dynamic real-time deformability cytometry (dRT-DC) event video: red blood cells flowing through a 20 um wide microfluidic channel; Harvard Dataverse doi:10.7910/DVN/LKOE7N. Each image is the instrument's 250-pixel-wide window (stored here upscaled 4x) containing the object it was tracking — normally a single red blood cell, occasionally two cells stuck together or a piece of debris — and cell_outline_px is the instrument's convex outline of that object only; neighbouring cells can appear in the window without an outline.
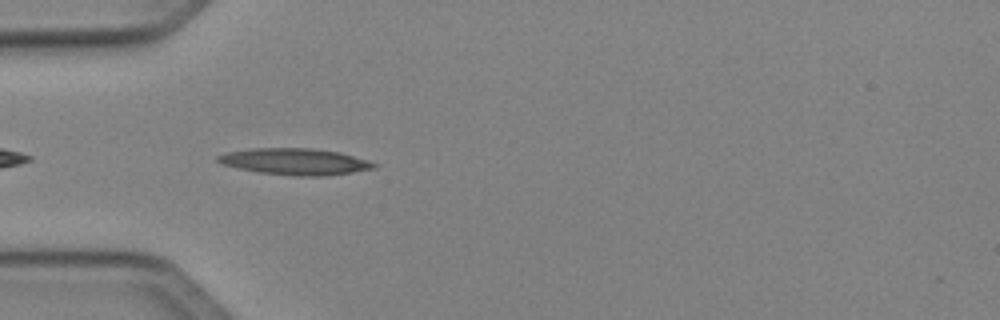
{"species": "Egyptian fruit bat (a non-hibernating species)", "species_latin": "Rousettus aegyptiacus", "temperature_condition": "cold", "stored_images_in_passage": 7, "camera_frame_rate_fps": 3000, "um_per_image_px": 0.085, "animal": {"sex": "female"}, "frame": {"image": 1, "passage_image": 3, "time_ms": 0.667, "image_size_px": [1000, 320], "cell_outline_px": [[376, 168], [352, 172], [324, 176], [296, 176], [260, 172], [236, 168], [224, 164], [216, 160], [216, 156], [228, 152], [252, 148], [312, 148], [340, 152], [368, 160], [376, 164]], "centroid_in_image_um": [25.08, 13.73], "position_along_channel_um": 59.9, "area_um2": 23.99}}
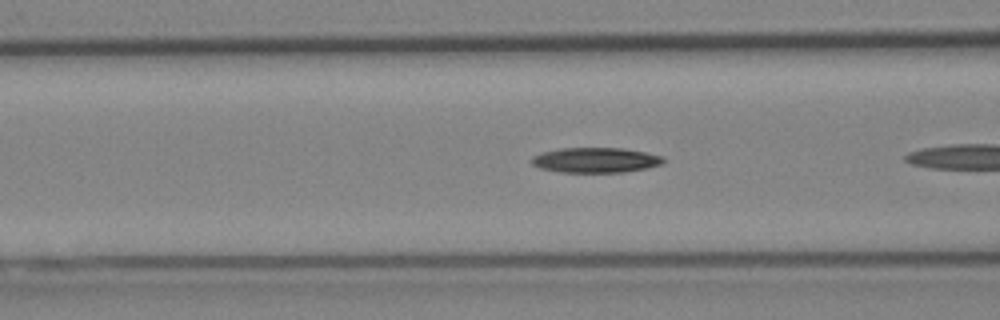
{"frame": {"image": 2, "passage_image": 5, "time_ms": 1.333, "image_size_px": [1000, 320], "cell_outline_px": [[664, 164], [648, 168], [624, 172], [560, 172], [540, 168], [532, 164], [532, 156], [544, 152], [560, 148], [624, 148], [664, 156]], "centroid_in_image_um": [50.67, 13.61], "position_along_channel_um": 115.9, "area_um2": 19.31}}